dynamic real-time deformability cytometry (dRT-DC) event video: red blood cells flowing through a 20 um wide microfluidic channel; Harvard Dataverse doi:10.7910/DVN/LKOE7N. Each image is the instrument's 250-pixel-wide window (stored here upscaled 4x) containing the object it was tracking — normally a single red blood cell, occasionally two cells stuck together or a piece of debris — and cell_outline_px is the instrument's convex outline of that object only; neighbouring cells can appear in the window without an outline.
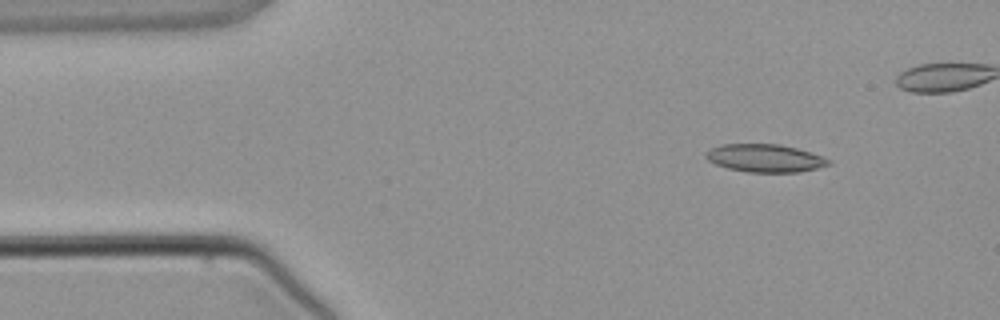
{"species": "common noctule bat (a hibernating species)", "species_latin": "Nyctalus noctula", "temperature_condition": "warm", "stored_images_in_passage": 4, "camera_frame_rate_fps": 3000, "um_per_image_px": 0.085, "animal": {"sex": "male", "body_mass_g": 21.5, "forearm_length_mm": 52.0}, "frame": {"image": 1, "passage_image": 1, "time_ms": 0.0, "image_size_px": [1000, 320], "cell_outline_px": [[832, 164], [800, 172], [748, 172], [728, 168], [716, 164], [708, 160], [704, 156], [704, 152], [720, 144], [780, 144], [796, 148], [820, 156], [828, 160]], "centroid_in_image_um": [64.97, 13.44], "position_along_channel_um": 20.0, "area_um2": 19.77}}